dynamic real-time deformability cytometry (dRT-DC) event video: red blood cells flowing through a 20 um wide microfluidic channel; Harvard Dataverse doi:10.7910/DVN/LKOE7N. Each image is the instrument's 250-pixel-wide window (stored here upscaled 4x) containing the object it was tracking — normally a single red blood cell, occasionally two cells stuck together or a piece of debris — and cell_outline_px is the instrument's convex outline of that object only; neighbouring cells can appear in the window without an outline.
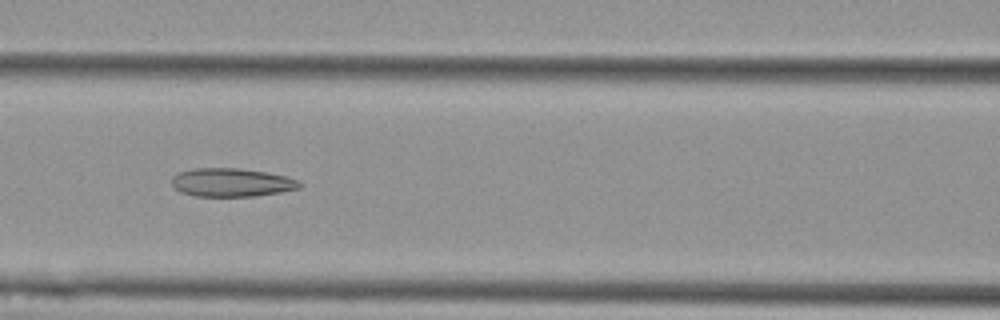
{"species": "Egyptian fruit bat (a non-hibernating species)", "species_latin": "Rousettus aegyptiacus", "temperature_condition": "cold", "stored_images_in_passage": 6, "camera_frame_rate_fps": 3000, "um_per_image_px": 0.085, "animal": {"sex": "female"}, "frame": {"image": 1, "passage_image": 5, "time_ms": 1.333, "image_size_px": [1000, 320], "cell_outline_px": [[304, 184], [300, 188], [280, 192], [256, 196], [196, 196], [180, 192], [172, 184], [172, 176], [180, 172], [192, 168], [240, 168], [288, 176], [300, 180]], "centroid_in_image_um": [19.73, 15.5], "position_along_channel_um": 146.9, "area_um2": 21.33}}
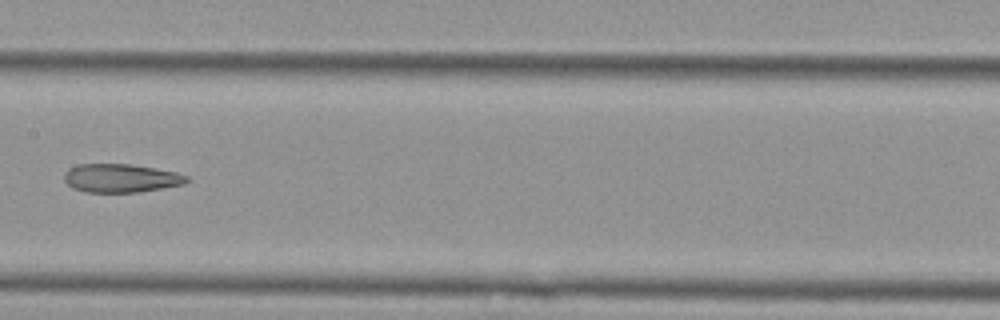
{"frame": {"image": 2, "passage_image": 6, "time_ms": 1.667, "image_size_px": [1000, 320], "cell_outline_px": [[188, 180], [184, 184], [140, 192], [84, 192], [72, 188], [64, 180], [64, 172], [68, 168], [80, 164], [132, 164], [176, 172], [188, 176]], "centroid_in_image_um": [10.25, 15.14], "position_along_channel_um": 197.2, "area_um2": 20.4}}